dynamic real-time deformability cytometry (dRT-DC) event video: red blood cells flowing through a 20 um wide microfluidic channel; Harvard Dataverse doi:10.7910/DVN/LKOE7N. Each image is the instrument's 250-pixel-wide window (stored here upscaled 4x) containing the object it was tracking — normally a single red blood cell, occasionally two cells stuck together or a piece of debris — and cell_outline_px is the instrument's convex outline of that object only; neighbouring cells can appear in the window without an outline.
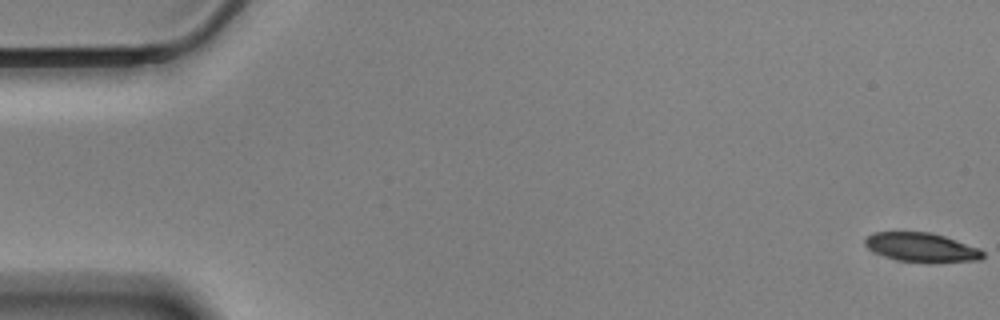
{"species": "Egyptian fruit bat (a non-hibernating species)", "species_latin": "Rousettus aegyptiacus", "temperature_condition": "cold", "stored_images_in_passage": 58, "camera_frame_rate_fps": 3000, "um_per_image_px": 0.085, "animal": {"sex": "male"}, "frame": {"image": 1, "passage_image": 1, "time_ms": 0.0, "image_size_px": [1000, 320], "cell_outline_px": [[984, 256], [980, 260], [928, 264], [896, 260], [884, 256], [868, 248], [864, 244], [864, 240], [872, 232], [928, 232], [944, 236], [980, 248], [984, 252]], "centroid_in_image_um": [78.36, 21.05], "position_along_channel_um": 6.6, "area_um2": 20.35}}
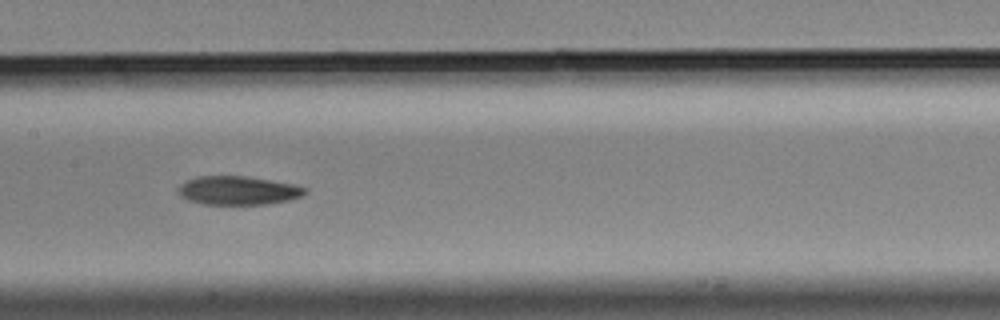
{"frame": {"image": 2, "passage_image": 29, "time_ms": 9.333, "image_size_px": [1000, 320], "cell_outline_px": [[308, 192], [300, 196], [288, 200], [264, 204], [204, 204], [188, 200], [180, 196], [180, 184], [196, 176], [248, 176], [292, 184], [308, 188]], "centroid_in_image_um": [20.25, 16.18], "position_along_channel_um": 187.2, "area_um2": 20.98}}
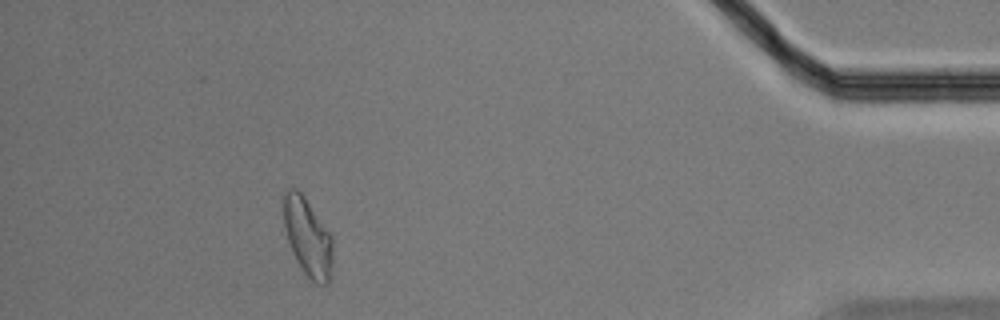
{"frame": {"image": 3, "passage_image": 53, "time_ms": 17.333, "image_size_px": [1000, 320], "cell_outline_px": [[332, 268], [328, 284], [316, 284], [304, 272], [296, 260], [288, 244], [284, 228], [280, 196], [288, 188], [296, 188], [304, 196], [332, 236]], "centroid_in_image_um": [26.1, 20.1], "position_along_channel_um": 409.1, "area_um2": 22.83}, "authors_computed_cell_mechanics": {"area_um2": 21.8484, "velocity_mm_per_s": 3.4577, "shape_relaxation_time_tau1_ms": 4.8443, "shape_relaxation_time_tau2_ms": null, "deformation_change_tau1": 0.1542, "deformation_change_tau2": null}}